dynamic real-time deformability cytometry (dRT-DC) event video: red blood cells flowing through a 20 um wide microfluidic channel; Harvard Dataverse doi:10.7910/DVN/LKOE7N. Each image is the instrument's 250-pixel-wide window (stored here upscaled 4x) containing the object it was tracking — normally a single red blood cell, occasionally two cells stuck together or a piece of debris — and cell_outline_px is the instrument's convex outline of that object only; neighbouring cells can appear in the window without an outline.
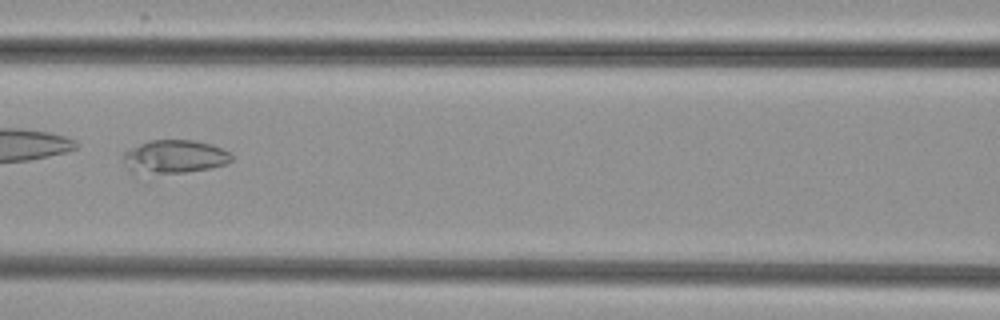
{"species": "common noctule bat (a hibernating species)", "species_latin": "Nyctalus noctula", "temperature_condition": "cold", "stored_images_in_passage": 9, "camera_frame_rate_fps": 3000, "um_per_image_px": 0.085, "animal": {"sex": "female", "body_mass_g": 29.2, "forearm_length_mm": 56.3}, "frame": {"image": 1, "passage_image": 8, "time_ms": 8.0, "image_size_px": [1000, 320], "cell_outline_px": [[232, 160], [224, 164], [212, 168], [184, 172], [132, 172], [128, 168], [120, 156], [128, 148], [148, 140], [196, 140], [212, 144], [228, 152], [232, 156]], "centroid_in_image_um": [14.8, 13.29], "position_along_channel_um": 151.8, "area_um2": 20.92}}
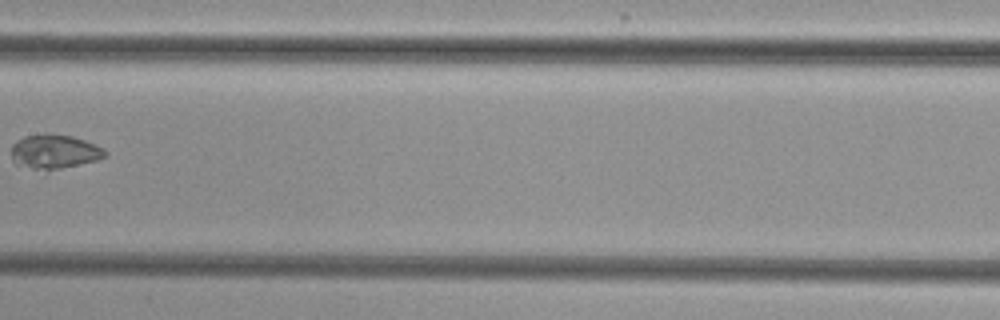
{"frame": {"image": 2, "passage_image": 9, "time_ms": 9.333, "image_size_px": [1000, 320], "cell_outline_px": [[108, 152], [104, 156], [96, 160], [60, 168], [32, 168], [16, 164], [12, 160], [12, 144], [16, 140], [24, 136], [48, 132], [72, 136], [84, 140], [104, 148]], "centroid_in_image_um": [4.6, 12.84], "position_along_channel_um": 202.8, "area_um2": 18.44}}